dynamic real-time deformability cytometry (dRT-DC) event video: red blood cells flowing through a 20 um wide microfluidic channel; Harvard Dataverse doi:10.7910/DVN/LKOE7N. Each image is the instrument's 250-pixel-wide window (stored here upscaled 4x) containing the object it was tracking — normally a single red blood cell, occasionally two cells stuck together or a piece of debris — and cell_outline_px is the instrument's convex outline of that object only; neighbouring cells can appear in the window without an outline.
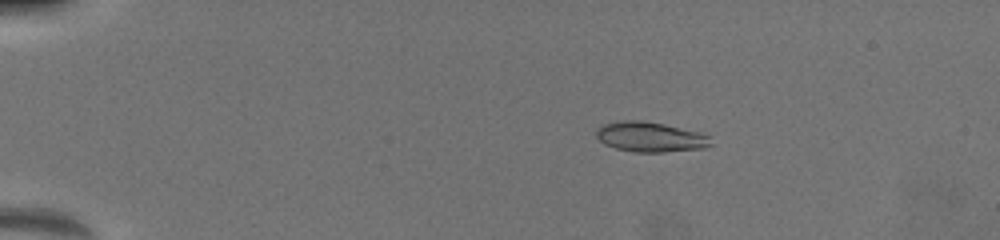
{"species": "common noctule bat (a hibernating species)", "species_latin": "Nyctalus noctula", "temperature_condition": "warm", "stored_images_in_passage": 46, "camera_frame_rate_fps": 3000, "um_per_image_px": 0.085, "animal": {"sex": "female", "body_mass_g": 19.5, "forearm_length_mm": 54.1}, "frame": {"image": 1, "passage_image": 4, "time_ms": 2.0, "image_size_px": [1000, 240], "cell_outline_px": [[712, 144], [704, 148], [664, 152], [636, 152], [616, 148], [604, 144], [596, 136], [596, 128], [604, 124], [620, 120], [640, 120], [664, 124], [696, 132], [708, 136]], "centroid_in_image_um": [55.22, 11.64], "position_along_channel_um": 29.8, "area_um2": 19.83}}
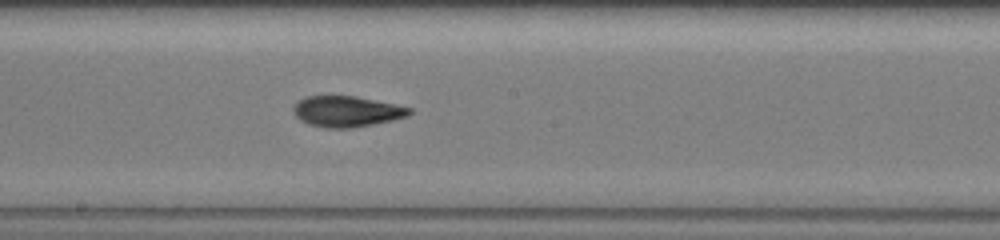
{"frame": {"image": 2, "passage_image": 21, "time_ms": 9.0, "image_size_px": [1000, 240], "cell_outline_px": [[412, 112], [408, 116], [392, 120], [352, 128], [324, 128], [308, 124], [300, 120], [296, 116], [292, 108], [300, 100], [308, 96], [356, 96], [412, 108]], "centroid_in_image_um": [29.47, 9.48], "position_along_channel_um": 218.7, "area_um2": 20.69}}
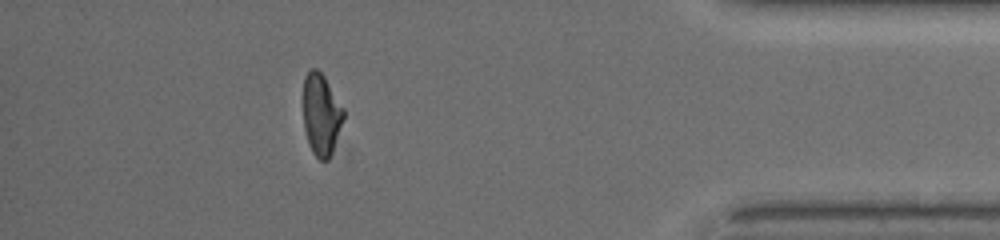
{"frame": {"image": 3, "passage_image": 41, "time_ms": 14.667, "image_size_px": [1000, 240], "cell_outline_px": [[344, 120], [332, 152], [328, 160], [320, 160], [312, 152], [304, 128], [304, 76], [312, 68], [316, 68], [324, 76], [344, 108]], "centroid_in_image_um": [27.32, 9.73], "position_along_channel_um": 407.9, "area_um2": 19.07}, "authors_computed_cell_mechanics": {"area_um2": 20.4612, "velocity_mm_per_s": 3.9938, "shape_relaxation_time_tau1_ms": 4.9044, "shape_relaxation_time_tau2_ms": 2.2102, "deformation_change_tau1": 0.178, "deformation_change_tau2": 0.0845}}